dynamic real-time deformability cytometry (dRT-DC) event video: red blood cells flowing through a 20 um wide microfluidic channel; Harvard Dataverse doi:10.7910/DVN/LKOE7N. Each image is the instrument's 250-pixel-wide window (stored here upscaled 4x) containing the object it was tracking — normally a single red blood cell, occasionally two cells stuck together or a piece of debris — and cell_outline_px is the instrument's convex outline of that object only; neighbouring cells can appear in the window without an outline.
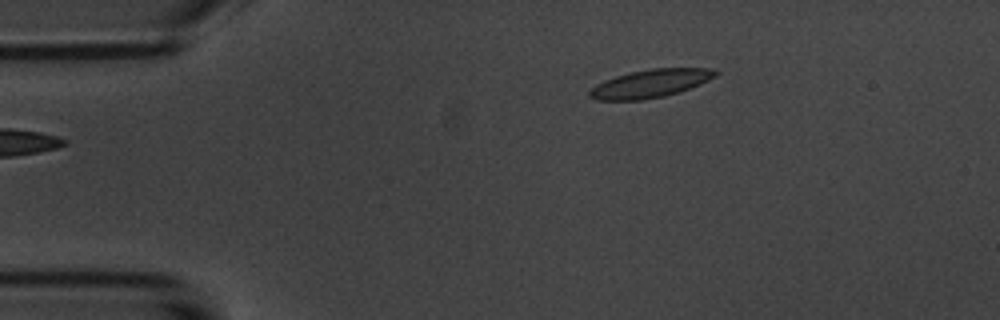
{"species": "common noctule bat (a hibernating species)", "species_latin": "Nyctalus noctula", "temperature_condition": "room temperature", "stored_images_in_passage": 2, "camera_frame_rate_fps": 3000, "um_per_image_px": 0.085, "animal": {"sex": "male", "body_mass_g": 20.1, "forearm_length_mm": 53.5}, "frame": {"image": 1, "passage_image": 2, "time_ms": 1.333, "image_size_px": [1000, 320], "cell_outline_px": [[720, 72], [716, 76], [700, 84], [680, 92], [664, 96], [640, 100], [596, 100], [588, 96], [588, 92], [596, 84], [604, 80], [628, 72], [652, 68], [712, 68]], "centroid_in_image_um": [55.28, 7.09], "position_along_channel_um": 29.7, "area_um2": 20.75}}